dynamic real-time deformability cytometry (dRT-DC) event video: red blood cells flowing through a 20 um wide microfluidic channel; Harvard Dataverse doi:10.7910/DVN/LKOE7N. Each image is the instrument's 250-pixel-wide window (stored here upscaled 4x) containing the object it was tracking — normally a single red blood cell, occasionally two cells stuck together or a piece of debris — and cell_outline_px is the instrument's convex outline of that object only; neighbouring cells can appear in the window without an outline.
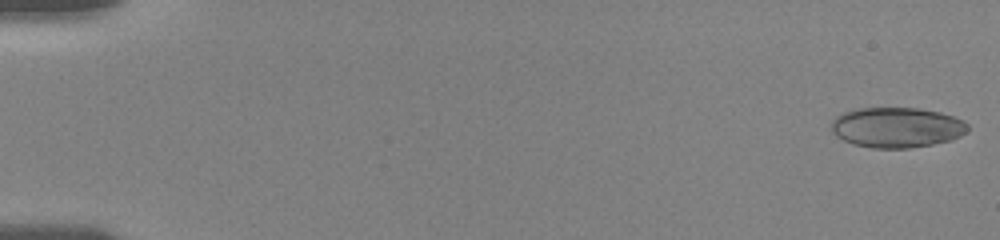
{"species": "human", "species_latin": "Homo sapiens", "temperature_condition": "room temperature", "stored_images_in_passage": 17, "camera_frame_rate_fps": 3000, "um_per_image_px": 0.085, "donor": {"sex": "female"}, "frame": {"image": 1, "passage_image": 1, "time_ms": 0.0, "image_size_px": [1000, 240], "cell_outline_px": [[968, 128], [960, 136], [952, 140], [932, 144], [908, 148], [872, 148], [852, 144], [836, 136], [832, 132], [832, 120], [836, 116], [844, 112], [856, 108], [920, 108], [940, 112], [964, 120], [968, 124]], "centroid_in_image_um": [76.21, 10.83], "position_along_channel_um": 8.8, "area_um2": 32.08}}
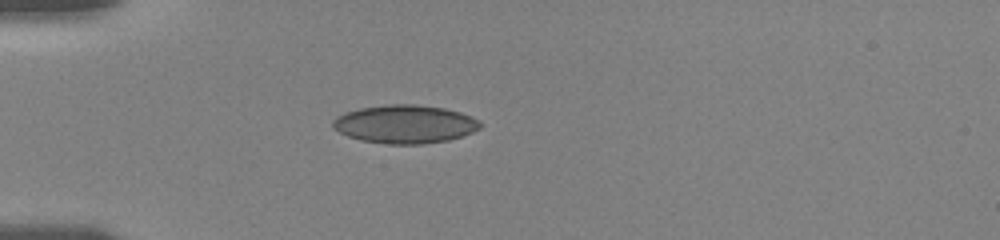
{"frame": {"image": 2, "passage_image": 12, "time_ms": 5.0, "image_size_px": [1000, 240], "cell_outline_px": [[480, 128], [472, 132], [448, 140], [424, 144], [388, 144], [360, 140], [348, 136], [332, 128], [332, 120], [336, 116], [344, 112], [360, 108], [388, 104], [416, 104], [444, 108], [460, 112], [472, 116], [480, 120]], "centroid_in_image_um": [34.4, 10.54], "position_along_channel_um": 50.6, "area_um2": 33.06}}
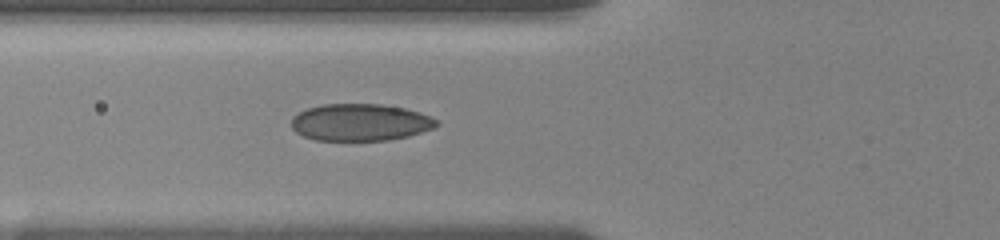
{"frame": {"image": 3, "passage_image": 17, "time_ms": 6.667, "image_size_px": [1000, 240], "cell_outline_px": [[440, 124], [436, 128], [408, 136], [388, 140], [316, 140], [304, 136], [296, 132], [292, 128], [292, 116], [308, 108], [324, 104], [380, 104], [404, 108], [420, 112], [436, 120]], "centroid_in_image_um": [30.64, 10.4], "position_along_channel_um": 95.2, "area_um2": 31.27}}